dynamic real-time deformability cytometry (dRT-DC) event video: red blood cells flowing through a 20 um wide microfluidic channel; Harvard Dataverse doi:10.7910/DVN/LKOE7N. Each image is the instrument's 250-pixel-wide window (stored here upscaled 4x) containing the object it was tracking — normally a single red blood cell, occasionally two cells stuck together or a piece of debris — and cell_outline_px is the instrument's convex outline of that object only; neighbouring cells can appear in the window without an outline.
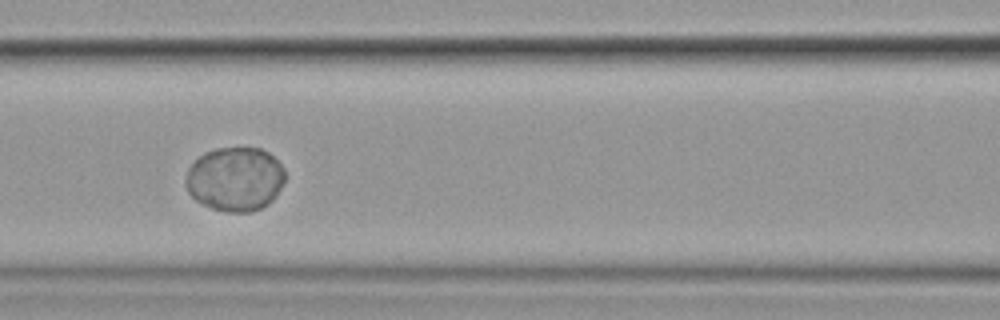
{"species": "common noctule bat (a hibernating species)", "species_latin": "Nyctalus noctula", "temperature_condition": "cold", "stored_images_in_passage": 52, "camera_frame_rate_fps": 3000, "um_per_image_px": 0.085, "animal": {"sex": "female", "body_mass_g": 19.9}, "frame": {"image": 1, "passage_image": 21, "time_ms": 6.667, "image_size_px": [1000, 320], "cell_outline_px": [[284, 180], [276, 196], [268, 204], [260, 208], [248, 212], [228, 212], [212, 208], [196, 200], [188, 192], [184, 184], [184, 180], [188, 168], [204, 152], [216, 148], [260, 148], [268, 152], [280, 164], [284, 172]], "centroid_in_image_um": [19.96, 15.22], "position_along_channel_um": 146.6, "area_um2": 36.99}}
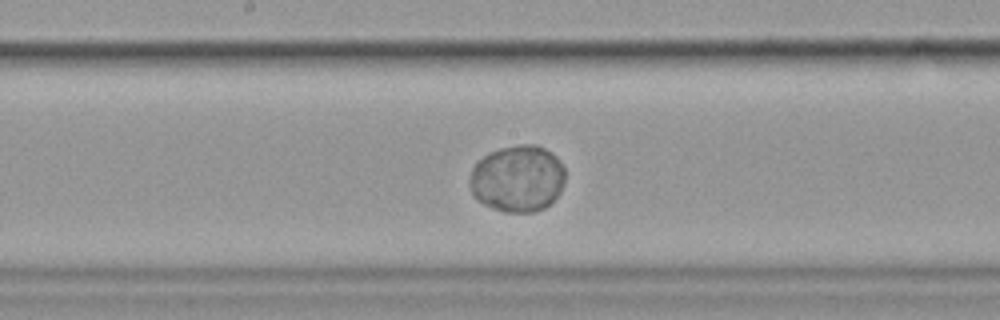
{"frame": {"image": 2, "passage_image": 26, "time_ms": 8.333, "image_size_px": [1000, 320], "cell_outline_px": [[564, 180], [560, 192], [544, 208], [532, 212], [504, 212], [492, 208], [476, 200], [472, 192], [472, 168], [488, 152], [500, 148], [520, 144], [536, 144], [552, 152], [560, 160], [564, 168]], "centroid_in_image_um": [44.02, 15.17], "position_along_channel_um": 204.2, "area_um2": 36.93}}
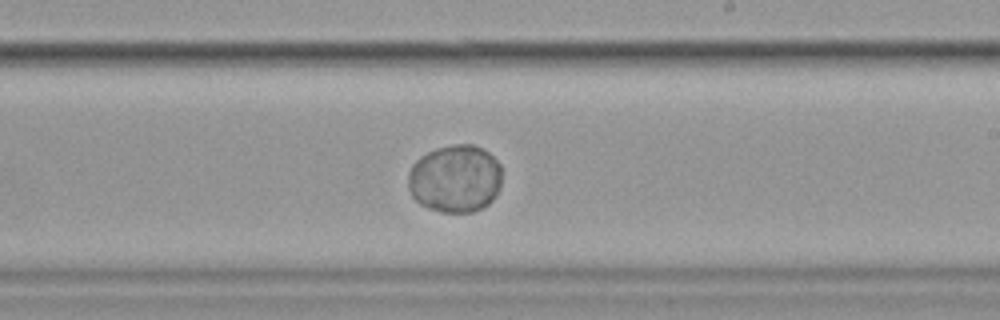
{"frame": {"image": 3, "passage_image": 30, "time_ms": 9.667, "image_size_px": [1000, 320], "cell_outline_px": [[500, 184], [496, 196], [488, 204], [472, 212], [440, 212], [428, 208], [420, 204], [412, 196], [408, 188], [408, 176], [412, 164], [420, 156], [436, 148], [456, 144], [472, 144], [488, 152], [500, 164]], "centroid_in_image_um": [38.67, 15.19], "position_along_channel_um": 250.3, "area_um2": 37.05}}